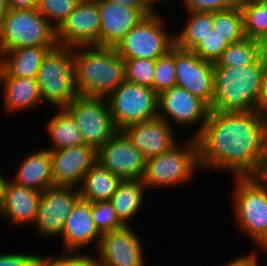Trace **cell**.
I'll list each match as a JSON object with an SVG mask.
<instances>
[{
    "label": "cell",
    "instance_id": "obj_6",
    "mask_svg": "<svg viewBox=\"0 0 267 266\" xmlns=\"http://www.w3.org/2000/svg\"><path fill=\"white\" fill-rule=\"evenodd\" d=\"M33 46H58L56 29L37 8H9L0 27V54Z\"/></svg>",
    "mask_w": 267,
    "mask_h": 266
},
{
    "label": "cell",
    "instance_id": "obj_48",
    "mask_svg": "<svg viewBox=\"0 0 267 266\" xmlns=\"http://www.w3.org/2000/svg\"><path fill=\"white\" fill-rule=\"evenodd\" d=\"M258 248L262 251V252H267V235L265 236V238L257 245V250Z\"/></svg>",
    "mask_w": 267,
    "mask_h": 266
},
{
    "label": "cell",
    "instance_id": "obj_35",
    "mask_svg": "<svg viewBox=\"0 0 267 266\" xmlns=\"http://www.w3.org/2000/svg\"><path fill=\"white\" fill-rule=\"evenodd\" d=\"M87 253L61 252L49 256L37 255L34 266H93L94 255Z\"/></svg>",
    "mask_w": 267,
    "mask_h": 266
},
{
    "label": "cell",
    "instance_id": "obj_3",
    "mask_svg": "<svg viewBox=\"0 0 267 266\" xmlns=\"http://www.w3.org/2000/svg\"><path fill=\"white\" fill-rule=\"evenodd\" d=\"M73 52L79 95L107 98L126 80L124 59L115 48L77 46Z\"/></svg>",
    "mask_w": 267,
    "mask_h": 266
},
{
    "label": "cell",
    "instance_id": "obj_30",
    "mask_svg": "<svg viewBox=\"0 0 267 266\" xmlns=\"http://www.w3.org/2000/svg\"><path fill=\"white\" fill-rule=\"evenodd\" d=\"M245 37L261 42L267 48V0L240 7Z\"/></svg>",
    "mask_w": 267,
    "mask_h": 266
},
{
    "label": "cell",
    "instance_id": "obj_37",
    "mask_svg": "<svg viewBox=\"0 0 267 266\" xmlns=\"http://www.w3.org/2000/svg\"><path fill=\"white\" fill-rule=\"evenodd\" d=\"M229 43L212 30L193 52L205 61L216 63Z\"/></svg>",
    "mask_w": 267,
    "mask_h": 266
},
{
    "label": "cell",
    "instance_id": "obj_8",
    "mask_svg": "<svg viewBox=\"0 0 267 266\" xmlns=\"http://www.w3.org/2000/svg\"><path fill=\"white\" fill-rule=\"evenodd\" d=\"M166 20L161 12L147 14L118 43L116 52L122 58L163 57L174 46V32H168Z\"/></svg>",
    "mask_w": 267,
    "mask_h": 266
},
{
    "label": "cell",
    "instance_id": "obj_20",
    "mask_svg": "<svg viewBox=\"0 0 267 266\" xmlns=\"http://www.w3.org/2000/svg\"><path fill=\"white\" fill-rule=\"evenodd\" d=\"M97 151L83 144L50 151L55 186L79 187L84 174L97 162Z\"/></svg>",
    "mask_w": 267,
    "mask_h": 266
},
{
    "label": "cell",
    "instance_id": "obj_24",
    "mask_svg": "<svg viewBox=\"0 0 267 266\" xmlns=\"http://www.w3.org/2000/svg\"><path fill=\"white\" fill-rule=\"evenodd\" d=\"M55 47H24L0 54V77L36 78L44 57Z\"/></svg>",
    "mask_w": 267,
    "mask_h": 266
},
{
    "label": "cell",
    "instance_id": "obj_33",
    "mask_svg": "<svg viewBox=\"0 0 267 266\" xmlns=\"http://www.w3.org/2000/svg\"><path fill=\"white\" fill-rule=\"evenodd\" d=\"M80 0H38L37 10L57 30Z\"/></svg>",
    "mask_w": 267,
    "mask_h": 266
},
{
    "label": "cell",
    "instance_id": "obj_42",
    "mask_svg": "<svg viewBox=\"0 0 267 266\" xmlns=\"http://www.w3.org/2000/svg\"><path fill=\"white\" fill-rule=\"evenodd\" d=\"M258 110L267 115V50L266 62L261 76L260 91L258 97Z\"/></svg>",
    "mask_w": 267,
    "mask_h": 266
},
{
    "label": "cell",
    "instance_id": "obj_38",
    "mask_svg": "<svg viewBox=\"0 0 267 266\" xmlns=\"http://www.w3.org/2000/svg\"><path fill=\"white\" fill-rule=\"evenodd\" d=\"M180 3L183 4V12L184 10L216 12L235 6L233 0H182Z\"/></svg>",
    "mask_w": 267,
    "mask_h": 266
},
{
    "label": "cell",
    "instance_id": "obj_5",
    "mask_svg": "<svg viewBox=\"0 0 267 266\" xmlns=\"http://www.w3.org/2000/svg\"><path fill=\"white\" fill-rule=\"evenodd\" d=\"M43 104L66 108L79 94L76 89L73 48L56 46L44 57L36 76Z\"/></svg>",
    "mask_w": 267,
    "mask_h": 266
},
{
    "label": "cell",
    "instance_id": "obj_26",
    "mask_svg": "<svg viewBox=\"0 0 267 266\" xmlns=\"http://www.w3.org/2000/svg\"><path fill=\"white\" fill-rule=\"evenodd\" d=\"M55 110L54 115L49 120H46L47 122L44 126L46 135L49 137L50 146L43 148L55 151L83 145V138L71 113L66 108H55Z\"/></svg>",
    "mask_w": 267,
    "mask_h": 266
},
{
    "label": "cell",
    "instance_id": "obj_17",
    "mask_svg": "<svg viewBox=\"0 0 267 266\" xmlns=\"http://www.w3.org/2000/svg\"><path fill=\"white\" fill-rule=\"evenodd\" d=\"M101 237L92 216V203L80 198L65 221L60 237L62 252L87 253L89 246L96 251Z\"/></svg>",
    "mask_w": 267,
    "mask_h": 266
},
{
    "label": "cell",
    "instance_id": "obj_34",
    "mask_svg": "<svg viewBox=\"0 0 267 266\" xmlns=\"http://www.w3.org/2000/svg\"><path fill=\"white\" fill-rule=\"evenodd\" d=\"M126 80L153 88L155 60L145 58H123Z\"/></svg>",
    "mask_w": 267,
    "mask_h": 266
},
{
    "label": "cell",
    "instance_id": "obj_46",
    "mask_svg": "<svg viewBox=\"0 0 267 266\" xmlns=\"http://www.w3.org/2000/svg\"><path fill=\"white\" fill-rule=\"evenodd\" d=\"M9 10L8 4L6 0H0V27L3 21V18L7 14V11Z\"/></svg>",
    "mask_w": 267,
    "mask_h": 266
},
{
    "label": "cell",
    "instance_id": "obj_4",
    "mask_svg": "<svg viewBox=\"0 0 267 266\" xmlns=\"http://www.w3.org/2000/svg\"><path fill=\"white\" fill-rule=\"evenodd\" d=\"M183 138L167 152L147 160L141 179L147 189H176L188 185L201 171L196 138Z\"/></svg>",
    "mask_w": 267,
    "mask_h": 266
},
{
    "label": "cell",
    "instance_id": "obj_7",
    "mask_svg": "<svg viewBox=\"0 0 267 266\" xmlns=\"http://www.w3.org/2000/svg\"><path fill=\"white\" fill-rule=\"evenodd\" d=\"M231 210L238 231L249 238L254 248L267 235V192L247 177H233Z\"/></svg>",
    "mask_w": 267,
    "mask_h": 266
},
{
    "label": "cell",
    "instance_id": "obj_21",
    "mask_svg": "<svg viewBox=\"0 0 267 266\" xmlns=\"http://www.w3.org/2000/svg\"><path fill=\"white\" fill-rule=\"evenodd\" d=\"M122 132L147 160L167 152L181 140L174 128L159 117L125 127Z\"/></svg>",
    "mask_w": 267,
    "mask_h": 266
},
{
    "label": "cell",
    "instance_id": "obj_14",
    "mask_svg": "<svg viewBox=\"0 0 267 266\" xmlns=\"http://www.w3.org/2000/svg\"><path fill=\"white\" fill-rule=\"evenodd\" d=\"M96 161L121 180H141L147 159L127 136L118 131L97 150Z\"/></svg>",
    "mask_w": 267,
    "mask_h": 266
},
{
    "label": "cell",
    "instance_id": "obj_28",
    "mask_svg": "<svg viewBox=\"0 0 267 266\" xmlns=\"http://www.w3.org/2000/svg\"><path fill=\"white\" fill-rule=\"evenodd\" d=\"M186 20L181 31L174 33V45L182 50L193 51L213 30V12L185 11Z\"/></svg>",
    "mask_w": 267,
    "mask_h": 266
},
{
    "label": "cell",
    "instance_id": "obj_11",
    "mask_svg": "<svg viewBox=\"0 0 267 266\" xmlns=\"http://www.w3.org/2000/svg\"><path fill=\"white\" fill-rule=\"evenodd\" d=\"M209 111L210 108L202 100L179 86H173L158 95V117L172 127L191 128L190 137L193 138L202 132Z\"/></svg>",
    "mask_w": 267,
    "mask_h": 266
},
{
    "label": "cell",
    "instance_id": "obj_47",
    "mask_svg": "<svg viewBox=\"0 0 267 266\" xmlns=\"http://www.w3.org/2000/svg\"><path fill=\"white\" fill-rule=\"evenodd\" d=\"M259 1H264V0H233V3L235 6L242 7L248 3L259 2Z\"/></svg>",
    "mask_w": 267,
    "mask_h": 266
},
{
    "label": "cell",
    "instance_id": "obj_1",
    "mask_svg": "<svg viewBox=\"0 0 267 266\" xmlns=\"http://www.w3.org/2000/svg\"><path fill=\"white\" fill-rule=\"evenodd\" d=\"M196 140L201 173L217 170L232 177H247L267 145V115L260 110L245 113L210 110Z\"/></svg>",
    "mask_w": 267,
    "mask_h": 266
},
{
    "label": "cell",
    "instance_id": "obj_16",
    "mask_svg": "<svg viewBox=\"0 0 267 266\" xmlns=\"http://www.w3.org/2000/svg\"><path fill=\"white\" fill-rule=\"evenodd\" d=\"M100 12L96 1H81L56 30L58 46H99Z\"/></svg>",
    "mask_w": 267,
    "mask_h": 266
},
{
    "label": "cell",
    "instance_id": "obj_9",
    "mask_svg": "<svg viewBox=\"0 0 267 266\" xmlns=\"http://www.w3.org/2000/svg\"><path fill=\"white\" fill-rule=\"evenodd\" d=\"M106 99L118 131L158 117V94L151 87L125 80Z\"/></svg>",
    "mask_w": 267,
    "mask_h": 266
},
{
    "label": "cell",
    "instance_id": "obj_18",
    "mask_svg": "<svg viewBox=\"0 0 267 266\" xmlns=\"http://www.w3.org/2000/svg\"><path fill=\"white\" fill-rule=\"evenodd\" d=\"M100 12L99 46L115 48L125 35L149 12L109 0H98Z\"/></svg>",
    "mask_w": 267,
    "mask_h": 266
},
{
    "label": "cell",
    "instance_id": "obj_19",
    "mask_svg": "<svg viewBox=\"0 0 267 266\" xmlns=\"http://www.w3.org/2000/svg\"><path fill=\"white\" fill-rule=\"evenodd\" d=\"M41 192L15 184L5 178L0 195V220L7 225L33 227Z\"/></svg>",
    "mask_w": 267,
    "mask_h": 266
},
{
    "label": "cell",
    "instance_id": "obj_27",
    "mask_svg": "<svg viewBox=\"0 0 267 266\" xmlns=\"http://www.w3.org/2000/svg\"><path fill=\"white\" fill-rule=\"evenodd\" d=\"M122 180L96 162L85 174L78 187L80 198L97 203L109 201Z\"/></svg>",
    "mask_w": 267,
    "mask_h": 266
},
{
    "label": "cell",
    "instance_id": "obj_44",
    "mask_svg": "<svg viewBox=\"0 0 267 266\" xmlns=\"http://www.w3.org/2000/svg\"><path fill=\"white\" fill-rule=\"evenodd\" d=\"M141 5L149 12V13H158L160 10V3L164 4L167 3L165 0H139ZM156 6H159V9L157 11Z\"/></svg>",
    "mask_w": 267,
    "mask_h": 266
},
{
    "label": "cell",
    "instance_id": "obj_22",
    "mask_svg": "<svg viewBox=\"0 0 267 266\" xmlns=\"http://www.w3.org/2000/svg\"><path fill=\"white\" fill-rule=\"evenodd\" d=\"M4 114L9 116L19 112L36 111L43 105L36 78L0 77Z\"/></svg>",
    "mask_w": 267,
    "mask_h": 266
},
{
    "label": "cell",
    "instance_id": "obj_15",
    "mask_svg": "<svg viewBox=\"0 0 267 266\" xmlns=\"http://www.w3.org/2000/svg\"><path fill=\"white\" fill-rule=\"evenodd\" d=\"M176 86L186 89L211 108L214 96V63L200 58L193 51L174 45Z\"/></svg>",
    "mask_w": 267,
    "mask_h": 266
},
{
    "label": "cell",
    "instance_id": "obj_36",
    "mask_svg": "<svg viewBox=\"0 0 267 266\" xmlns=\"http://www.w3.org/2000/svg\"><path fill=\"white\" fill-rule=\"evenodd\" d=\"M92 216L95 226L101 235L125 226L117 217L110 201L92 203Z\"/></svg>",
    "mask_w": 267,
    "mask_h": 266
},
{
    "label": "cell",
    "instance_id": "obj_31",
    "mask_svg": "<svg viewBox=\"0 0 267 266\" xmlns=\"http://www.w3.org/2000/svg\"><path fill=\"white\" fill-rule=\"evenodd\" d=\"M213 30L229 44L245 38L243 13L240 7L213 12Z\"/></svg>",
    "mask_w": 267,
    "mask_h": 266
},
{
    "label": "cell",
    "instance_id": "obj_49",
    "mask_svg": "<svg viewBox=\"0 0 267 266\" xmlns=\"http://www.w3.org/2000/svg\"><path fill=\"white\" fill-rule=\"evenodd\" d=\"M6 177L7 175L4 174V171H2L0 168V195H1L2 187H3V183Z\"/></svg>",
    "mask_w": 267,
    "mask_h": 266
},
{
    "label": "cell",
    "instance_id": "obj_40",
    "mask_svg": "<svg viewBox=\"0 0 267 266\" xmlns=\"http://www.w3.org/2000/svg\"><path fill=\"white\" fill-rule=\"evenodd\" d=\"M248 177L267 192V145L254 171Z\"/></svg>",
    "mask_w": 267,
    "mask_h": 266
},
{
    "label": "cell",
    "instance_id": "obj_25",
    "mask_svg": "<svg viewBox=\"0 0 267 266\" xmlns=\"http://www.w3.org/2000/svg\"><path fill=\"white\" fill-rule=\"evenodd\" d=\"M149 191L142 180H122L110 198L117 217L125 226L137 219ZM146 192V193H145Z\"/></svg>",
    "mask_w": 267,
    "mask_h": 266
},
{
    "label": "cell",
    "instance_id": "obj_23",
    "mask_svg": "<svg viewBox=\"0 0 267 266\" xmlns=\"http://www.w3.org/2000/svg\"><path fill=\"white\" fill-rule=\"evenodd\" d=\"M24 156H21L20 165L17 164L15 175L7 177L15 184L40 192L54 186L50 151L40 146Z\"/></svg>",
    "mask_w": 267,
    "mask_h": 266
},
{
    "label": "cell",
    "instance_id": "obj_41",
    "mask_svg": "<svg viewBox=\"0 0 267 266\" xmlns=\"http://www.w3.org/2000/svg\"><path fill=\"white\" fill-rule=\"evenodd\" d=\"M260 250H257L256 248L251 251H249L247 254L245 252V255H240L237 258H232V260H227L224 265L220 264V266H261L262 263H260V256L258 252ZM264 266V265H263Z\"/></svg>",
    "mask_w": 267,
    "mask_h": 266
},
{
    "label": "cell",
    "instance_id": "obj_29",
    "mask_svg": "<svg viewBox=\"0 0 267 266\" xmlns=\"http://www.w3.org/2000/svg\"><path fill=\"white\" fill-rule=\"evenodd\" d=\"M267 48L261 43L248 37L229 44L214 66H244L253 64Z\"/></svg>",
    "mask_w": 267,
    "mask_h": 266
},
{
    "label": "cell",
    "instance_id": "obj_10",
    "mask_svg": "<svg viewBox=\"0 0 267 266\" xmlns=\"http://www.w3.org/2000/svg\"><path fill=\"white\" fill-rule=\"evenodd\" d=\"M66 109L74 117L84 144L96 151L118 132L106 98L78 95Z\"/></svg>",
    "mask_w": 267,
    "mask_h": 266
},
{
    "label": "cell",
    "instance_id": "obj_12",
    "mask_svg": "<svg viewBox=\"0 0 267 266\" xmlns=\"http://www.w3.org/2000/svg\"><path fill=\"white\" fill-rule=\"evenodd\" d=\"M79 199V189L73 186L54 185L41 192L33 232L42 238L61 237L67 216Z\"/></svg>",
    "mask_w": 267,
    "mask_h": 266
},
{
    "label": "cell",
    "instance_id": "obj_32",
    "mask_svg": "<svg viewBox=\"0 0 267 266\" xmlns=\"http://www.w3.org/2000/svg\"><path fill=\"white\" fill-rule=\"evenodd\" d=\"M173 86H176L174 46L166 55L155 60L153 89L159 95Z\"/></svg>",
    "mask_w": 267,
    "mask_h": 266
},
{
    "label": "cell",
    "instance_id": "obj_13",
    "mask_svg": "<svg viewBox=\"0 0 267 266\" xmlns=\"http://www.w3.org/2000/svg\"><path fill=\"white\" fill-rule=\"evenodd\" d=\"M133 226L105 233L94 255L99 266H146L145 245ZM140 236V237H139ZM141 238V239H140Z\"/></svg>",
    "mask_w": 267,
    "mask_h": 266
},
{
    "label": "cell",
    "instance_id": "obj_2",
    "mask_svg": "<svg viewBox=\"0 0 267 266\" xmlns=\"http://www.w3.org/2000/svg\"><path fill=\"white\" fill-rule=\"evenodd\" d=\"M266 51L253 63L244 66H214V96L210 110L245 113L258 110L261 76Z\"/></svg>",
    "mask_w": 267,
    "mask_h": 266
},
{
    "label": "cell",
    "instance_id": "obj_45",
    "mask_svg": "<svg viewBox=\"0 0 267 266\" xmlns=\"http://www.w3.org/2000/svg\"><path fill=\"white\" fill-rule=\"evenodd\" d=\"M109 1L129 7H143L139 0H109Z\"/></svg>",
    "mask_w": 267,
    "mask_h": 266
},
{
    "label": "cell",
    "instance_id": "obj_39",
    "mask_svg": "<svg viewBox=\"0 0 267 266\" xmlns=\"http://www.w3.org/2000/svg\"><path fill=\"white\" fill-rule=\"evenodd\" d=\"M38 254L36 252H4L0 254V266H34Z\"/></svg>",
    "mask_w": 267,
    "mask_h": 266
},
{
    "label": "cell",
    "instance_id": "obj_50",
    "mask_svg": "<svg viewBox=\"0 0 267 266\" xmlns=\"http://www.w3.org/2000/svg\"><path fill=\"white\" fill-rule=\"evenodd\" d=\"M80 1H98V0H80Z\"/></svg>",
    "mask_w": 267,
    "mask_h": 266
},
{
    "label": "cell",
    "instance_id": "obj_43",
    "mask_svg": "<svg viewBox=\"0 0 267 266\" xmlns=\"http://www.w3.org/2000/svg\"><path fill=\"white\" fill-rule=\"evenodd\" d=\"M10 9H35L38 0H6Z\"/></svg>",
    "mask_w": 267,
    "mask_h": 266
}]
</instances>
